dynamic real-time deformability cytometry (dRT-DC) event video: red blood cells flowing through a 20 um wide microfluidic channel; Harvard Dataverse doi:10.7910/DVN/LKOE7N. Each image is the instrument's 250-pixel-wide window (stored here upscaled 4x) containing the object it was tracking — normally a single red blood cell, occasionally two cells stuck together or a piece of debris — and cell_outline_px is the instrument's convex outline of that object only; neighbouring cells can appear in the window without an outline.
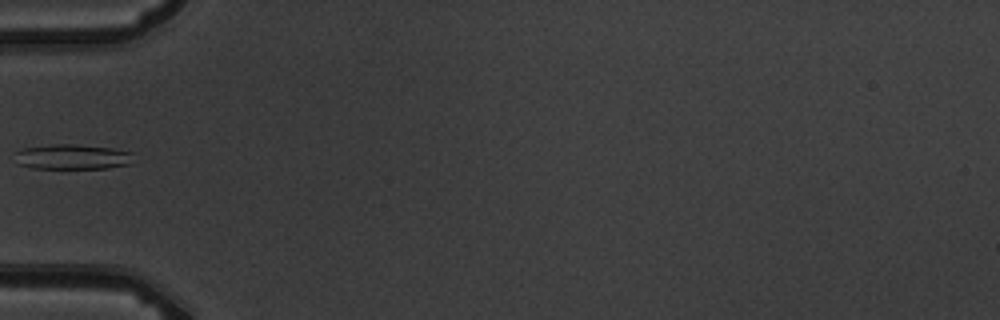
{"species": "common noctule bat (a hibernating species)", "species_latin": "Nyctalus noctula", "temperature_condition": "warm", "stored_images_in_passage": 1, "camera_frame_rate_fps": 3000, "um_per_image_px": 0.085, "animal": {"sex": "male", "body_mass_g": 19.5, "forearm_length_mm": 54.6}, "frame": {"image": 1, "passage_image": 1, "time_ms": 0.0, "image_size_px": [1000, 320], "cell_outline_px": [[132, 152], [128, 164], [108, 168], [32, 168], [16, 164], [12, 152], [24, 148], [52, 144], [72, 144], [112, 148]], "centroid_in_image_um": [6.03, 13.33], "position_along_channel_um": 79.0, "area_um2": 17.34}}